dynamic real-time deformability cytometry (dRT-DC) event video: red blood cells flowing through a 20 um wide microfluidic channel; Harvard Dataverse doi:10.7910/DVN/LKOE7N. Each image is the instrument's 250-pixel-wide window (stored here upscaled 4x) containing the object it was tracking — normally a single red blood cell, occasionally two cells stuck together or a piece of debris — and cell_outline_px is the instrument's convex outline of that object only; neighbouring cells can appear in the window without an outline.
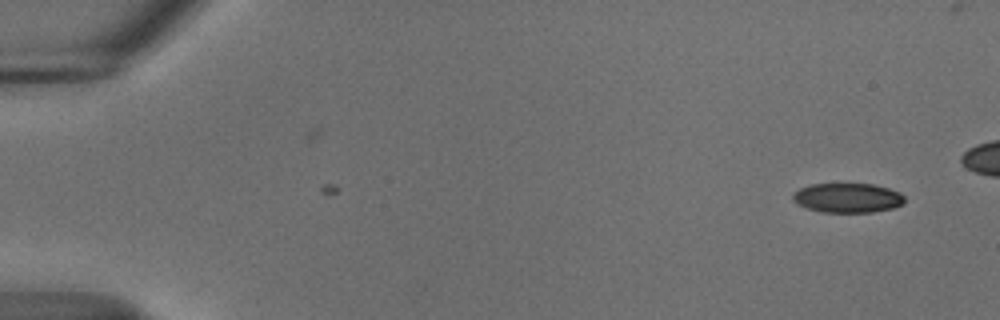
{"species": "common noctule bat (a hibernating species)", "species_latin": "Nyctalus noctula", "temperature_condition": "cold", "stored_images_in_passage": 2, "camera_frame_rate_fps": 3000, "um_per_image_px": 0.085, "animal": {"sex": "male", "body_mass_g": 18.8}, "frame": {"image": 1, "passage_image": 1, "time_ms": 0.0, "image_size_px": [1000, 320], "cell_outline_px": [[904, 204], [892, 208], [872, 212], [820, 212], [796, 204], [792, 200], [792, 196], [800, 188], [812, 184], [872, 184], [888, 188], [900, 192], [904, 196]], "centroid_in_image_um": [72.05, 16.82], "position_along_channel_um": 13.0, "area_um2": 19.19}}